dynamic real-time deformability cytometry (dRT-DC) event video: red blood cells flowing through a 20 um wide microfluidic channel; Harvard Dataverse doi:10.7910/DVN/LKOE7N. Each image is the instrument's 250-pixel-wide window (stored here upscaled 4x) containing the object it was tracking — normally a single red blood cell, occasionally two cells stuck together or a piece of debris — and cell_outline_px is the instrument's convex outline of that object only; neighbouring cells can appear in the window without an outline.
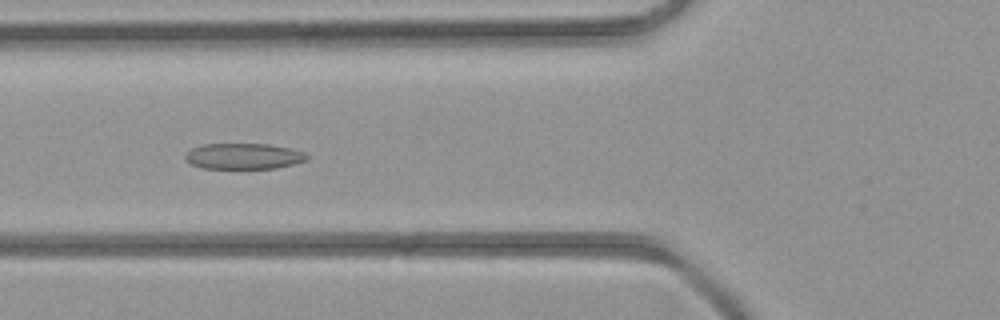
{"species": "common noctule bat (a hibernating species)", "species_latin": "Nyctalus noctula", "temperature_condition": "room temperature", "stored_images_in_passage": 44, "camera_frame_rate_fps": 3000, "um_per_image_px": 0.085, "animal": {"sex": "female", "body_mass_g": 21.9}, "frame": {"image": 1, "passage_image": 16, "time_ms": 5.0, "image_size_px": [1000, 320], "cell_outline_px": [[308, 160], [276, 168], [204, 168], [192, 164], [184, 160], [184, 156], [192, 148], [204, 144], [268, 144], [288, 148], [304, 152], [308, 156]], "centroid_in_image_um": [20.7, 13.27], "position_along_channel_um": 105.1, "area_um2": 18.15}}
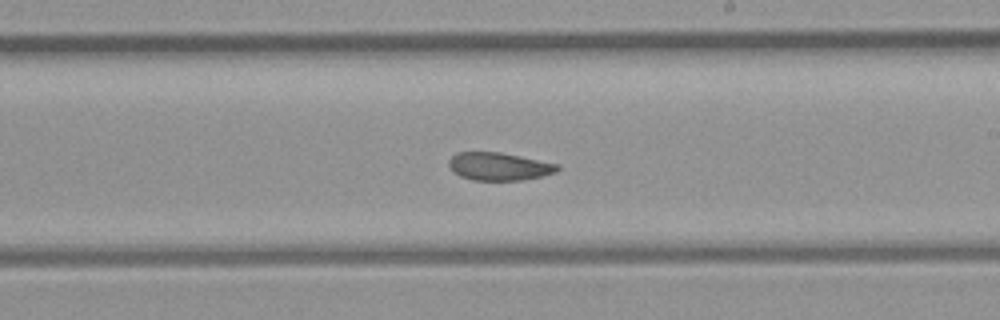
{"frame": {"image": 2, "passage_image": 25, "time_ms": 8.0, "image_size_px": [1000, 320], "cell_outline_px": [[560, 168], [556, 172], [540, 176], [520, 180], [472, 180], [460, 176], [452, 172], [448, 164], [448, 160], [456, 152], [500, 152], [560, 164]], "centroid_in_image_um": [42.39, 14.14], "position_along_channel_um": 246.6, "area_um2": 17.69}}
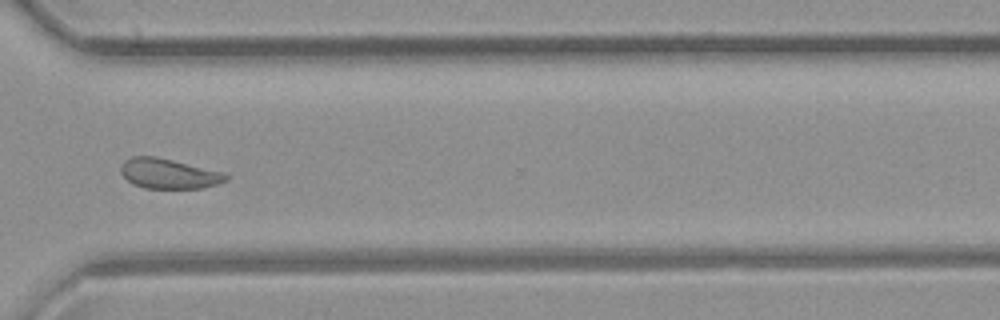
{"frame": {"image": 3, "passage_image": 32, "time_ms": 10.333, "image_size_px": [1000, 320], "cell_outline_px": [[228, 180], [204, 188], [144, 188], [132, 184], [120, 172], [120, 164], [124, 160], [132, 156], [156, 156], [224, 172], [228, 176]], "centroid_in_image_um": [14.32, 14.75], "position_along_channel_um": 356.3, "area_um2": 18.5}}